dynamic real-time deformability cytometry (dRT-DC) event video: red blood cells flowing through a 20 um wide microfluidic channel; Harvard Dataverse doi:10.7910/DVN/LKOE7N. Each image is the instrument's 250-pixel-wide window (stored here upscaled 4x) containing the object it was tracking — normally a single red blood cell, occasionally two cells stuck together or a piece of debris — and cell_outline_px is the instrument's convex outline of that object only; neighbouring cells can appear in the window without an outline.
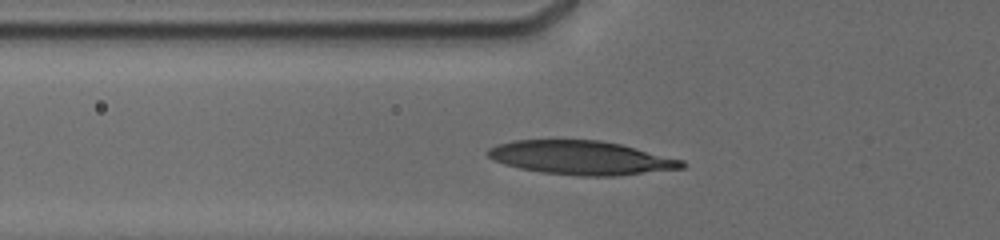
{"species": "human", "species_latin": "Homo sapiens", "temperature_condition": "cold", "stored_images_in_passage": 33, "camera_frame_rate_fps": 3000, "um_per_image_px": 0.085, "donor": {"sex": "male"}, "frame": {"image": 1, "passage_image": 2, "time_ms": 0.333, "image_size_px": [1000, 240], "cell_outline_px": [[688, 164], [684, 168], [616, 176], [580, 176], [544, 172], [520, 168], [504, 164], [492, 160], [484, 152], [488, 148], [496, 144], [516, 140], [600, 140], [620, 144], [684, 160]], "centroid_in_image_um": [49.39, 13.41], "position_along_channel_um": 76.4, "area_um2": 38.32}}
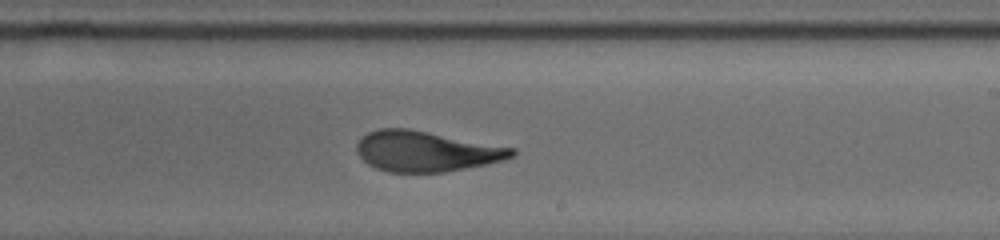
{"frame": {"image": 2, "passage_image": 20, "time_ms": 5.0, "image_size_px": [1000, 240], "cell_outline_px": [[516, 152], [512, 156], [504, 160], [488, 164], [444, 172], [388, 172], [376, 168], [368, 164], [356, 152], [356, 144], [368, 132], [380, 128], [408, 128], [516, 148]], "centroid_in_image_um": [36.22, 12.86], "position_along_channel_um": 252.8, "area_um2": 36.53}}
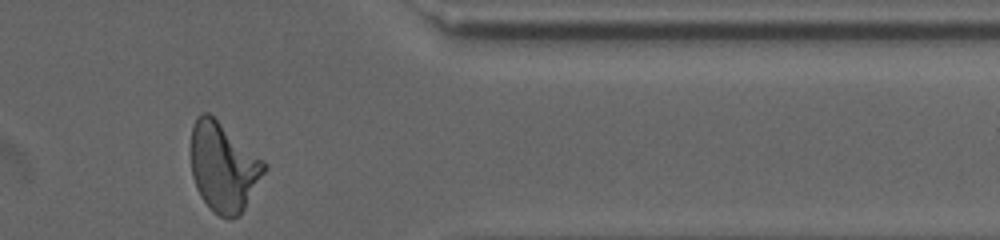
{"frame": {"image": 3, "passage_image": 33, "time_ms": 9.0, "image_size_px": [1000, 240], "cell_outline_px": [[268, 168], [240, 216], [220, 216], [212, 212], [200, 196], [196, 188], [192, 176], [192, 128], [196, 116], [200, 112], [208, 112], [264, 160], [268, 164]], "centroid_in_image_um": [19.01, 14.2], "position_along_channel_um": 392.4, "area_um2": 37.92}, "authors_computed_cell_mechanics": {"area_um2": 37.1076, "velocity_mm_per_s": 3.7852, "shape_relaxation_time_tau1_ms": 3.9581, "shape_relaxation_time_tau2_ms": 1.1849, "deformation_change_tau1": 0.1794, "deformation_change_tau2": 0.0773}}